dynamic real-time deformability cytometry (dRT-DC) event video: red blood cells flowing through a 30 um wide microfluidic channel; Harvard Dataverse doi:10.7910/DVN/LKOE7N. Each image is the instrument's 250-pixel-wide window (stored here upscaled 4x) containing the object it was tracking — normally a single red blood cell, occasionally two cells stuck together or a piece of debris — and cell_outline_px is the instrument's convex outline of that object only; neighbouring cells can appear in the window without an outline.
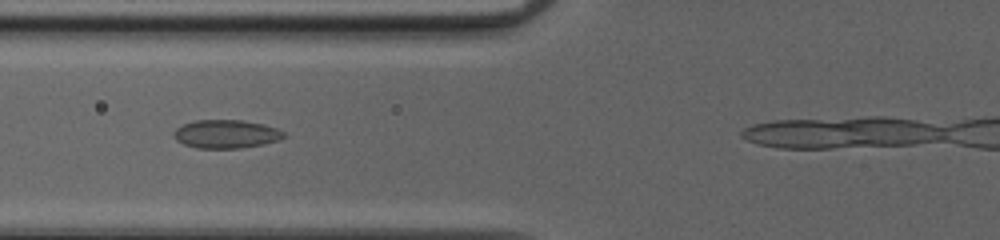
{"species": "common noctule bat (a hibernating species)", "species_latin": "Nyctalus noctula", "temperature_condition": "cold", "stored_images_in_passage": 29, "camera_frame_rate_fps": 3000, "um_per_image_px": 0.085, "animal": {"sex": "female", "body_mass_g": 20.0, "forearm_length_mm": 54.0}, "frame": {"image": 1, "passage_image": 5, "time_ms": 1.333, "image_size_px": [1000, 240], "cell_outline_px": [[288, 136], [280, 140], [264, 144], [240, 148], [196, 148], [184, 144], [176, 140], [172, 136], [172, 132], [176, 128], [184, 124], [196, 120], [240, 120], [264, 124], [276, 128], [284, 132]], "centroid_in_image_um": [19.23, 11.39], "position_along_channel_um": 106.6, "area_um2": 18.38}}
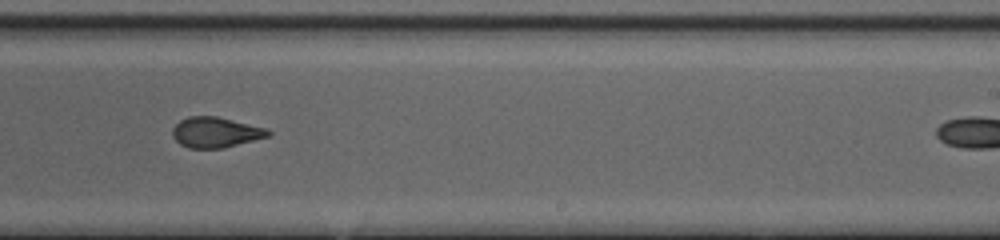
{"frame": {"image": 2, "passage_image": 17, "time_ms": 5.333, "image_size_px": [1000, 240], "cell_outline_px": [[272, 132], [268, 136], [224, 148], [188, 148], [180, 144], [172, 136], [172, 128], [180, 120], [188, 116], [216, 116], [268, 128]], "centroid_in_image_um": [18.31, 11.24], "position_along_channel_um": 270.7, "area_um2": 16.99}}